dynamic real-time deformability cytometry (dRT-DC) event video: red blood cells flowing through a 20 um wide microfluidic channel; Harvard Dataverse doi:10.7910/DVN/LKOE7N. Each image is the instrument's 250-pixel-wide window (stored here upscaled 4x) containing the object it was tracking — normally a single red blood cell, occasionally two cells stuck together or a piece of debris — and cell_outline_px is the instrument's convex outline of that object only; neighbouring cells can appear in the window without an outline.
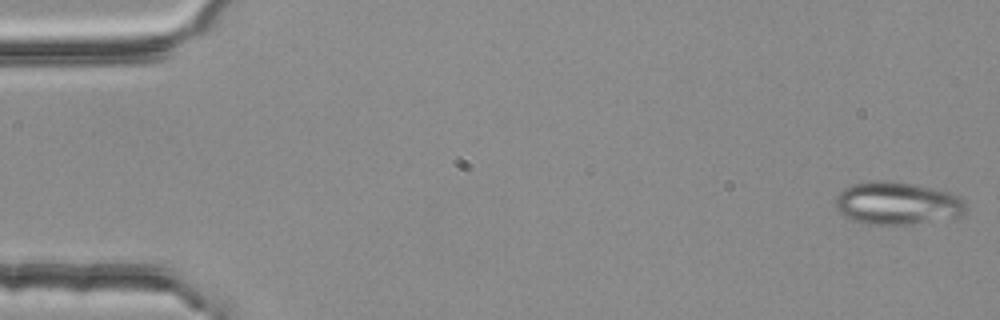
{"species": "common noctule bat (a hibernating species)", "species_latin": "Nyctalus noctula", "temperature_condition": "room temperature", "stored_images_in_passage": 4, "camera_frame_rate_fps": 3000, "um_per_image_px": 0.085, "animal": {"sex": "female", "body_mass_g": 25.1}, "frame": {"image": 1, "passage_image": 1, "time_ms": 0.0, "image_size_px": [1000, 320], "cell_outline_px": [[968, 208], [960, 216], [912, 224], [868, 224], [852, 220], [844, 216], [836, 208], [836, 196], [844, 188], [852, 184], [876, 180], [884, 180], [912, 184], [948, 192], [956, 196], [968, 204]], "centroid_in_image_um": [76.24, 17.28], "position_along_channel_um": 8.8, "area_um2": 32.19}}